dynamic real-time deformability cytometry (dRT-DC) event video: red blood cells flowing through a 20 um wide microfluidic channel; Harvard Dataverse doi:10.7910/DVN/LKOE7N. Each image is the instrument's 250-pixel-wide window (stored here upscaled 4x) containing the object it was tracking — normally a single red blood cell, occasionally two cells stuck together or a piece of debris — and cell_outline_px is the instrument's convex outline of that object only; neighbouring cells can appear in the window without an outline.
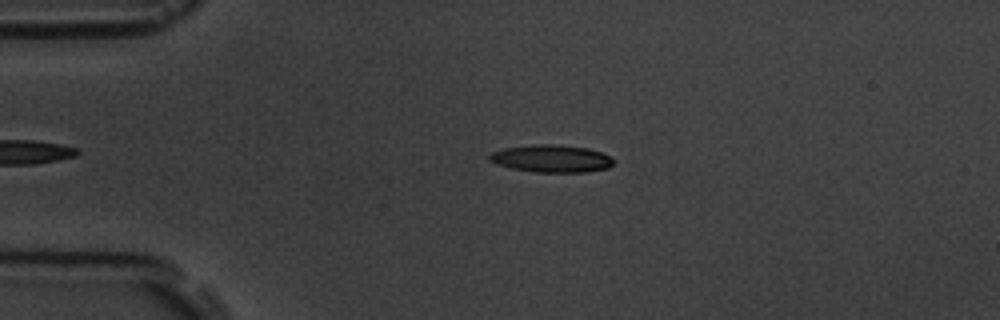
{"species": "common noctule bat (a hibernating species)", "species_latin": "Nyctalus noctula", "temperature_condition": "room temperature", "stored_images_in_passage": 5, "camera_frame_rate_fps": 3000, "um_per_image_px": 0.085, "animal": {"sex": "male", "body_mass_g": 19.5, "forearm_length_mm": 54.6}, "frame": {"image": 1, "passage_image": 4, "time_ms": 3.667, "image_size_px": [1000, 320], "cell_outline_px": [[612, 164], [608, 168], [584, 172], [536, 172], [512, 168], [496, 164], [488, 160], [488, 156], [492, 152], [504, 148], [532, 144], [552, 144], [588, 148], [600, 152], [608, 156], [612, 160]], "centroid_in_image_um": [46.82, 13.47], "position_along_channel_um": 38.2, "area_um2": 19.71}}